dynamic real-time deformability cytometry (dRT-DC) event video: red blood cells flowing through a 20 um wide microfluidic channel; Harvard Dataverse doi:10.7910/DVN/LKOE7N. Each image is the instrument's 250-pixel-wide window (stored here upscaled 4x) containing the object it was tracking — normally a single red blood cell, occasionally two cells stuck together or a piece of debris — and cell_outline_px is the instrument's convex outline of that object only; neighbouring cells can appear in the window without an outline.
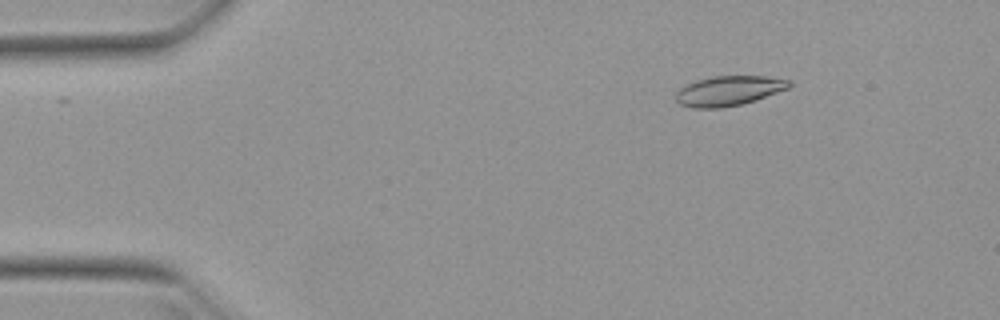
{"species": "Egyptian fruit bat (a non-hibernating species)", "species_latin": "Rousettus aegyptiacus", "temperature_condition": "warm", "stored_images_in_passage": 51, "camera_frame_rate_fps": 3000, "um_per_image_px": 0.085, "animal": {"sex": "female"}, "frame": {"image": 1, "passage_image": 7, "time_ms": 2.0, "image_size_px": [1000, 320], "cell_outline_px": [[792, 84], [788, 88], [756, 100], [744, 104], [720, 108], [692, 108], [680, 104], [676, 100], [676, 92], [680, 88], [696, 80], [712, 76], [764, 76], [792, 80]], "centroid_in_image_um": [61.95, 7.72], "position_along_channel_um": 23.1, "area_um2": 19.77}}
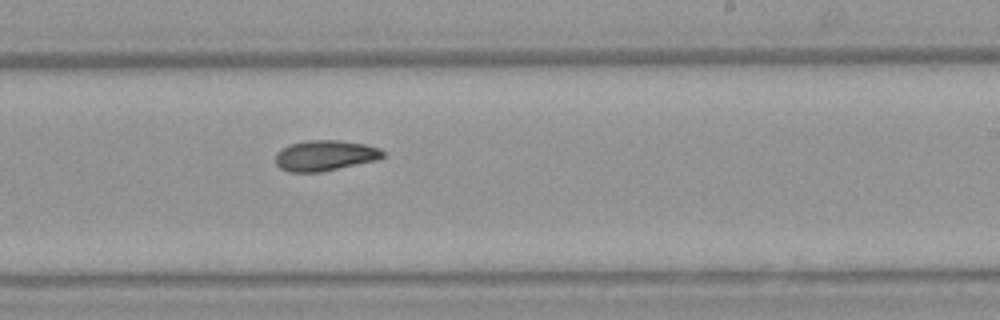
{"frame": {"image": 2, "passage_image": 31, "time_ms": 10.0, "image_size_px": [1000, 320], "cell_outline_px": [[384, 156], [380, 160], [320, 172], [288, 172], [280, 168], [276, 164], [276, 152], [288, 144], [308, 140], [340, 140], [364, 144], [380, 148], [384, 152]], "centroid_in_image_um": [27.64, 13.22], "position_along_channel_um": 261.4, "area_um2": 19.36}}
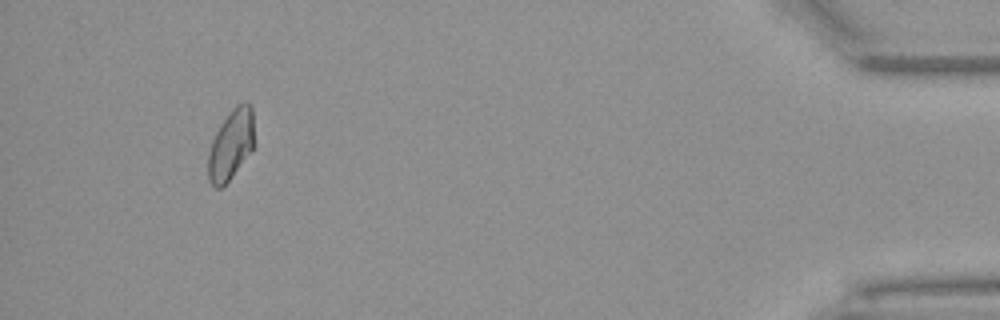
{"frame": {"image": 3, "passage_image": 48, "time_ms": 15.667, "image_size_px": [1000, 320], "cell_outline_px": [[256, 144], [232, 176], [220, 188], [216, 188], [208, 180], [208, 152], [212, 140], [216, 132], [232, 108], [236, 104], [244, 100], [248, 100], [252, 104]], "centroid_in_image_um": [19.68, 12.23], "position_along_channel_um": 415.5, "area_um2": 19.19}, "authors_computed_cell_mechanics": {"area_um2": 19.4786, "velocity_mm_per_s": 3.9567, "shape_relaxation_time_tau1_ms": 8.9762, "shape_relaxation_time_tau2_ms": 4.9845, "deformation_change_tau1": 0.1986, "deformation_change_tau2": 0.1051}}